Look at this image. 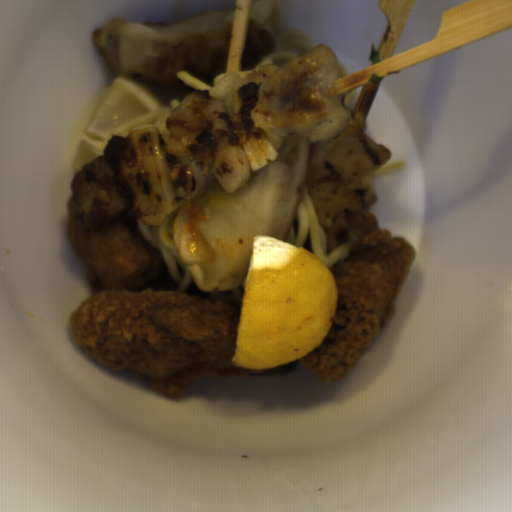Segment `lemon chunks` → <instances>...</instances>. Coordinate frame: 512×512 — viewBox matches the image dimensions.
Here are the masks:
<instances>
[{
	"label": "lemon chunks",
	"mask_w": 512,
	"mask_h": 512,
	"mask_svg": "<svg viewBox=\"0 0 512 512\" xmlns=\"http://www.w3.org/2000/svg\"><path fill=\"white\" fill-rule=\"evenodd\" d=\"M161 102L132 78L119 76L94 107L80 137L72 167L80 169L107 154L111 134L140 113L155 110Z\"/></svg>",
	"instance_id": "obj_2"
},
{
	"label": "lemon chunks",
	"mask_w": 512,
	"mask_h": 512,
	"mask_svg": "<svg viewBox=\"0 0 512 512\" xmlns=\"http://www.w3.org/2000/svg\"><path fill=\"white\" fill-rule=\"evenodd\" d=\"M338 302L335 278L318 257L288 241L253 236L231 364L271 369L315 351Z\"/></svg>",
	"instance_id": "obj_1"
}]
</instances>
